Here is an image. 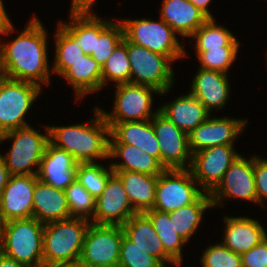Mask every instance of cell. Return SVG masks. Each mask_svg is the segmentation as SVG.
Listing matches in <instances>:
<instances>
[{
	"label": "cell",
	"mask_w": 267,
	"mask_h": 267,
	"mask_svg": "<svg viewBox=\"0 0 267 267\" xmlns=\"http://www.w3.org/2000/svg\"><path fill=\"white\" fill-rule=\"evenodd\" d=\"M10 176L9 170L5 165L4 157L0 154V194L8 183Z\"/></svg>",
	"instance_id": "obj_45"
},
{
	"label": "cell",
	"mask_w": 267,
	"mask_h": 267,
	"mask_svg": "<svg viewBox=\"0 0 267 267\" xmlns=\"http://www.w3.org/2000/svg\"><path fill=\"white\" fill-rule=\"evenodd\" d=\"M71 84L78 97L102 89V65L90 55L71 63V67L62 75Z\"/></svg>",
	"instance_id": "obj_28"
},
{
	"label": "cell",
	"mask_w": 267,
	"mask_h": 267,
	"mask_svg": "<svg viewBox=\"0 0 267 267\" xmlns=\"http://www.w3.org/2000/svg\"><path fill=\"white\" fill-rule=\"evenodd\" d=\"M107 80L115 81L116 85L130 83V62L125 37L102 66V87L107 84Z\"/></svg>",
	"instance_id": "obj_34"
},
{
	"label": "cell",
	"mask_w": 267,
	"mask_h": 267,
	"mask_svg": "<svg viewBox=\"0 0 267 267\" xmlns=\"http://www.w3.org/2000/svg\"><path fill=\"white\" fill-rule=\"evenodd\" d=\"M114 173L95 162L78 163L76 180L95 198L102 194L109 177Z\"/></svg>",
	"instance_id": "obj_35"
},
{
	"label": "cell",
	"mask_w": 267,
	"mask_h": 267,
	"mask_svg": "<svg viewBox=\"0 0 267 267\" xmlns=\"http://www.w3.org/2000/svg\"><path fill=\"white\" fill-rule=\"evenodd\" d=\"M158 110L186 134L210 117V112L190 92L186 96L175 99L172 103L163 105Z\"/></svg>",
	"instance_id": "obj_25"
},
{
	"label": "cell",
	"mask_w": 267,
	"mask_h": 267,
	"mask_svg": "<svg viewBox=\"0 0 267 267\" xmlns=\"http://www.w3.org/2000/svg\"><path fill=\"white\" fill-rule=\"evenodd\" d=\"M124 235L150 255L156 257L164 266L165 263H176L165 251L153 223L145 213H136L122 225ZM167 261V262H166Z\"/></svg>",
	"instance_id": "obj_22"
},
{
	"label": "cell",
	"mask_w": 267,
	"mask_h": 267,
	"mask_svg": "<svg viewBox=\"0 0 267 267\" xmlns=\"http://www.w3.org/2000/svg\"><path fill=\"white\" fill-rule=\"evenodd\" d=\"M122 157L123 162L113 163V171H132L147 175L158 176L165 168L153 156L137 146L124 143H109V158Z\"/></svg>",
	"instance_id": "obj_27"
},
{
	"label": "cell",
	"mask_w": 267,
	"mask_h": 267,
	"mask_svg": "<svg viewBox=\"0 0 267 267\" xmlns=\"http://www.w3.org/2000/svg\"><path fill=\"white\" fill-rule=\"evenodd\" d=\"M242 267H267V237L241 255Z\"/></svg>",
	"instance_id": "obj_41"
},
{
	"label": "cell",
	"mask_w": 267,
	"mask_h": 267,
	"mask_svg": "<svg viewBox=\"0 0 267 267\" xmlns=\"http://www.w3.org/2000/svg\"><path fill=\"white\" fill-rule=\"evenodd\" d=\"M229 82L226 73L200 68L192 81L191 94L210 112L222 108L229 98Z\"/></svg>",
	"instance_id": "obj_21"
},
{
	"label": "cell",
	"mask_w": 267,
	"mask_h": 267,
	"mask_svg": "<svg viewBox=\"0 0 267 267\" xmlns=\"http://www.w3.org/2000/svg\"><path fill=\"white\" fill-rule=\"evenodd\" d=\"M225 238L222 242L235 253L248 252L267 237L259 221L246 217H226Z\"/></svg>",
	"instance_id": "obj_24"
},
{
	"label": "cell",
	"mask_w": 267,
	"mask_h": 267,
	"mask_svg": "<svg viewBox=\"0 0 267 267\" xmlns=\"http://www.w3.org/2000/svg\"><path fill=\"white\" fill-rule=\"evenodd\" d=\"M0 267H31L0 253Z\"/></svg>",
	"instance_id": "obj_46"
},
{
	"label": "cell",
	"mask_w": 267,
	"mask_h": 267,
	"mask_svg": "<svg viewBox=\"0 0 267 267\" xmlns=\"http://www.w3.org/2000/svg\"><path fill=\"white\" fill-rule=\"evenodd\" d=\"M56 56L53 72L62 76L70 67L85 55L78 44V39L60 22L56 33Z\"/></svg>",
	"instance_id": "obj_32"
},
{
	"label": "cell",
	"mask_w": 267,
	"mask_h": 267,
	"mask_svg": "<svg viewBox=\"0 0 267 267\" xmlns=\"http://www.w3.org/2000/svg\"><path fill=\"white\" fill-rule=\"evenodd\" d=\"M77 166L78 162L70 153L49 142L41 159L37 176L45 184L65 190L76 180Z\"/></svg>",
	"instance_id": "obj_18"
},
{
	"label": "cell",
	"mask_w": 267,
	"mask_h": 267,
	"mask_svg": "<svg viewBox=\"0 0 267 267\" xmlns=\"http://www.w3.org/2000/svg\"><path fill=\"white\" fill-rule=\"evenodd\" d=\"M201 262L203 267H242L241 254L233 252L222 242L209 246Z\"/></svg>",
	"instance_id": "obj_40"
},
{
	"label": "cell",
	"mask_w": 267,
	"mask_h": 267,
	"mask_svg": "<svg viewBox=\"0 0 267 267\" xmlns=\"http://www.w3.org/2000/svg\"><path fill=\"white\" fill-rule=\"evenodd\" d=\"M151 122L158 140L162 166L165 169H189L192 153L189 148L188 134L179 129L159 111L151 119ZM186 161L189 163L188 167Z\"/></svg>",
	"instance_id": "obj_12"
},
{
	"label": "cell",
	"mask_w": 267,
	"mask_h": 267,
	"mask_svg": "<svg viewBox=\"0 0 267 267\" xmlns=\"http://www.w3.org/2000/svg\"><path fill=\"white\" fill-rule=\"evenodd\" d=\"M254 177L257 202L262 204L263 199H267V159L254 156Z\"/></svg>",
	"instance_id": "obj_42"
},
{
	"label": "cell",
	"mask_w": 267,
	"mask_h": 267,
	"mask_svg": "<svg viewBox=\"0 0 267 267\" xmlns=\"http://www.w3.org/2000/svg\"><path fill=\"white\" fill-rule=\"evenodd\" d=\"M89 220L69 218L45 224L43 265L54 267L80 258Z\"/></svg>",
	"instance_id": "obj_4"
},
{
	"label": "cell",
	"mask_w": 267,
	"mask_h": 267,
	"mask_svg": "<svg viewBox=\"0 0 267 267\" xmlns=\"http://www.w3.org/2000/svg\"><path fill=\"white\" fill-rule=\"evenodd\" d=\"M118 267H164V265L124 235Z\"/></svg>",
	"instance_id": "obj_38"
},
{
	"label": "cell",
	"mask_w": 267,
	"mask_h": 267,
	"mask_svg": "<svg viewBox=\"0 0 267 267\" xmlns=\"http://www.w3.org/2000/svg\"><path fill=\"white\" fill-rule=\"evenodd\" d=\"M161 19L175 32L191 37L209 18L188 0H164Z\"/></svg>",
	"instance_id": "obj_23"
},
{
	"label": "cell",
	"mask_w": 267,
	"mask_h": 267,
	"mask_svg": "<svg viewBox=\"0 0 267 267\" xmlns=\"http://www.w3.org/2000/svg\"><path fill=\"white\" fill-rule=\"evenodd\" d=\"M123 236L121 225L90 222L80 259L94 267H118Z\"/></svg>",
	"instance_id": "obj_9"
},
{
	"label": "cell",
	"mask_w": 267,
	"mask_h": 267,
	"mask_svg": "<svg viewBox=\"0 0 267 267\" xmlns=\"http://www.w3.org/2000/svg\"><path fill=\"white\" fill-rule=\"evenodd\" d=\"M195 7H197L203 14H205L208 18H213L212 14L208 10V5L211 0H188Z\"/></svg>",
	"instance_id": "obj_47"
},
{
	"label": "cell",
	"mask_w": 267,
	"mask_h": 267,
	"mask_svg": "<svg viewBox=\"0 0 267 267\" xmlns=\"http://www.w3.org/2000/svg\"><path fill=\"white\" fill-rule=\"evenodd\" d=\"M124 30L120 23H111L96 38L95 51L91 53V57L103 66L106 60L111 56L115 47L123 40Z\"/></svg>",
	"instance_id": "obj_39"
},
{
	"label": "cell",
	"mask_w": 267,
	"mask_h": 267,
	"mask_svg": "<svg viewBox=\"0 0 267 267\" xmlns=\"http://www.w3.org/2000/svg\"><path fill=\"white\" fill-rule=\"evenodd\" d=\"M95 0H72L71 13H87L90 14V7Z\"/></svg>",
	"instance_id": "obj_44"
},
{
	"label": "cell",
	"mask_w": 267,
	"mask_h": 267,
	"mask_svg": "<svg viewBox=\"0 0 267 267\" xmlns=\"http://www.w3.org/2000/svg\"><path fill=\"white\" fill-rule=\"evenodd\" d=\"M233 145H219L192 154L190 171L205 193H211L240 154Z\"/></svg>",
	"instance_id": "obj_13"
},
{
	"label": "cell",
	"mask_w": 267,
	"mask_h": 267,
	"mask_svg": "<svg viewBox=\"0 0 267 267\" xmlns=\"http://www.w3.org/2000/svg\"><path fill=\"white\" fill-rule=\"evenodd\" d=\"M33 217L44 225L72 218L65 190L38 179L33 195Z\"/></svg>",
	"instance_id": "obj_19"
},
{
	"label": "cell",
	"mask_w": 267,
	"mask_h": 267,
	"mask_svg": "<svg viewBox=\"0 0 267 267\" xmlns=\"http://www.w3.org/2000/svg\"><path fill=\"white\" fill-rule=\"evenodd\" d=\"M94 111L96 119L91 120L92 124L48 126L50 143L70 153L78 163L94 162L96 158H109V138L106 136L110 135V127L106 123L102 109L95 108Z\"/></svg>",
	"instance_id": "obj_2"
},
{
	"label": "cell",
	"mask_w": 267,
	"mask_h": 267,
	"mask_svg": "<svg viewBox=\"0 0 267 267\" xmlns=\"http://www.w3.org/2000/svg\"><path fill=\"white\" fill-rule=\"evenodd\" d=\"M2 228H3V221H2V219L0 217V235H1V232H2Z\"/></svg>",
	"instance_id": "obj_49"
},
{
	"label": "cell",
	"mask_w": 267,
	"mask_h": 267,
	"mask_svg": "<svg viewBox=\"0 0 267 267\" xmlns=\"http://www.w3.org/2000/svg\"><path fill=\"white\" fill-rule=\"evenodd\" d=\"M3 136H4V133H3L2 130L0 129V143H1V141L3 140Z\"/></svg>",
	"instance_id": "obj_50"
},
{
	"label": "cell",
	"mask_w": 267,
	"mask_h": 267,
	"mask_svg": "<svg viewBox=\"0 0 267 267\" xmlns=\"http://www.w3.org/2000/svg\"><path fill=\"white\" fill-rule=\"evenodd\" d=\"M93 13H71L72 24L63 25L78 39L85 55L95 51L96 38L112 23L95 17Z\"/></svg>",
	"instance_id": "obj_29"
},
{
	"label": "cell",
	"mask_w": 267,
	"mask_h": 267,
	"mask_svg": "<svg viewBox=\"0 0 267 267\" xmlns=\"http://www.w3.org/2000/svg\"><path fill=\"white\" fill-rule=\"evenodd\" d=\"M195 183L189 169H165L158 175L153 209L168 213L193 204L203 194Z\"/></svg>",
	"instance_id": "obj_10"
},
{
	"label": "cell",
	"mask_w": 267,
	"mask_h": 267,
	"mask_svg": "<svg viewBox=\"0 0 267 267\" xmlns=\"http://www.w3.org/2000/svg\"><path fill=\"white\" fill-rule=\"evenodd\" d=\"M127 53L130 62V83L152 87L162 95L170 90L174 82V72L168 65L172 61L170 58L128 40Z\"/></svg>",
	"instance_id": "obj_6"
},
{
	"label": "cell",
	"mask_w": 267,
	"mask_h": 267,
	"mask_svg": "<svg viewBox=\"0 0 267 267\" xmlns=\"http://www.w3.org/2000/svg\"><path fill=\"white\" fill-rule=\"evenodd\" d=\"M65 193L71 217L93 218L96 200L77 180L65 189Z\"/></svg>",
	"instance_id": "obj_36"
},
{
	"label": "cell",
	"mask_w": 267,
	"mask_h": 267,
	"mask_svg": "<svg viewBox=\"0 0 267 267\" xmlns=\"http://www.w3.org/2000/svg\"><path fill=\"white\" fill-rule=\"evenodd\" d=\"M44 227L34 217L3 222L0 235L1 253L31 267H44Z\"/></svg>",
	"instance_id": "obj_3"
},
{
	"label": "cell",
	"mask_w": 267,
	"mask_h": 267,
	"mask_svg": "<svg viewBox=\"0 0 267 267\" xmlns=\"http://www.w3.org/2000/svg\"><path fill=\"white\" fill-rule=\"evenodd\" d=\"M136 213L120 177L113 173L109 177L104 191L96 199L95 212L90 222L122 226Z\"/></svg>",
	"instance_id": "obj_15"
},
{
	"label": "cell",
	"mask_w": 267,
	"mask_h": 267,
	"mask_svg": "<svg viewBox=\"0 0 267 267\" xmlns=\"http://www.w3.org/2000/svg\"><path fill=\"white\" fill-rule=\"evenodd\" d=\"M248 120L228 118H208L188 134L189 148L192 154L203 149L219 146L233 145Z\"/></svg>",
	"instance_id": "obj_17"
},
{
	"label": "cell",
	"mask_w": 267,
	"mask_h": 267,
	"mask_svg": "<svg viewBox=\"0 0 267 267\" xmlns=\"http://www.w3.org/2000/svg\"><path fill=\"white\" fill-rule=\"evenodd\" d=\"M110 127L109 143L137 146L160 162V148L150 120L107 123Z\"/></svg>",
	"instance_id": "obj_20"
},
{
	"label": "cell",
	"mask_w": 267,
	"mask_h": 267,
	"mask_svg": "<svg viewBox=\"0 0 267 267\" xmlns=\"http://www.w3.org/2000/svg\"><path fill=\"white\" fill-rule=\"evenodd\" d=\"M114 173L120 177L128 199L137 213L153 209L158 176L132 171H114Z\"/></svg>",
	"instance_id": "obj_26"
},
{
	"label": "cell",
	"mask_w": 267,
	"mask_h": 267,
	"mask_svg": "<svg viewBox=\"0 0 267 267\" xmlns=\"http://www.w3.org/2000/svg\"><path fill=\"white\" fill-rule=\"evenodd\" d=\"M153 223L154 229L162 242L164 251L176 262L182 263L181 250L185 243L175 231L173 218H169V213L151 209L145 212Z\"/></svg>",
	"instance_id": "obj_31"
},
{
	"label": "cell",
	"mask_w": 267,
	"mask_h": 267,
	"mask_svg": "<svg viewBox=\"0 0 267 267\" xmlns=\"http://www.w3.org/2000/svg\"><path fill=\"white\" fill-rule=\"evenodd\" d=\"M54 267H94L82 261L80 258L76 260L69 261L67 263L58 264Z\"/></svg>",
	"instance_id": "obj_48"
},
{
	"label": "cell",
	"mask_w": 267,
	"mask_h": 267,
	"mask_svg": "<svg viewBox=\"0 0 267 267\" xmlns=\"http://www.w3.org/2000/svg\"><path fill=\"white\" fill-rule=\"evenodd\" d=\"M124 37L134 44L165 55L172 61L186 53L176 38L175 31L161 18L159 22L145 19L121 21Z\"/></svg>",
	"instance_id": "obj_7"
},
{
	"label": "cell",
	"mask_w": 267,
	"mask_h": 267,
	"mask_svg": "<svg viewBox=\"0 0 267 267\" xmlns=\"http://www.w3.org/2000/svg\"><path fill=\"white\" fill-rule=\"evenodd\" d=\"M239 47H220L215 49H196L201 67L227 74L235 61Z\"/></svg>",
	"instance_id": "obj_37"
},
{
	"label": "cell",
	"mask_w": 267,
	"mask_h": 267,
	"mask_svg": "<svg viewBox=\"0 0 267 267\" xmlns=\"http://www.w3.org/2000/svg\"><path fill=\"white\" fill-rule=\"evenodd\" d=\"M191 37L196 39V49L239 46L233 34L226 28L216 25L214 18H209Z\"/></svg>",
	"instance_id": "obj_33"
},
{
	"label": "cell",
	"mask_w": 267,
	"mask_h": 267,
	"mask_svg": "<svg viewBox=\"0 0 267 267\" xmlns=\"http://www.w3.org/2000/svg\"><path fill=\"white\" fill-rule=\"evenodd\" d=\"M206 194L204 192L193 204L168 212L176 233L186 242L197 229L204 211L212 207L210 193Z\"/></svg>",
	"instance_id": "obj_30"
},
{
	"label": "cell",
	"mask_w": 267,
	"mask_h": 267,
	"mask_svg": "<svg viewBox=\"0 0 267 267\" xmlns=\"http://www.w3.org/2000/svg\"><path fill=\"white\" fill-rule=\"evenodd\" d=\"M41 86L0 75V129L3 133L29 126L24 121Z\"/></svg>",
	"instance_id": "obj_8"
},
{
	"label": "cell",
	"mask_w": 267,
	"mask_h": 267,
	"mask_svg": "<svg viewBox=\"0 0 267 267\" xmlns=\"http://www.w3.org/2000/svg\"><path fill=\"white\" fill-rule=\"evenodd\" d=\"M37 175H12L0 194L3 222L33 217V195Z\"/></svg>",
	"instance_id": "obj_16"
},
{
	"label": "cell",
	"mask_w": 267,
	"mask_h": 267,
	"mask_svg": "<svg viewBox=\"0 0 267 267\" xmlns=\"http://www.w3.org/2000/svg\"><path fill=\"white\" fill-rule=\"evenodd\" d=\"M46 32L34 17L10 44L0 43V75L40 85L49 84Z\"/></svg>",
	"instance_id": "obj_1"
},
{
	"label": "cell",
	"mask_w": 267,
	"mask_h": 267,
	"mask_svg": "<svg viewBox=\"0 0 267 267\" xmlns=\"http://www.w3.org/2000/svg\"><path fill=\"white\" fill-rule=\"evenodd\" d=\"M113 113L102 110L106 123H122L149 120L159 111L151 112L152 92H160L152 87L133 84H117Z\"/></svg>",
	"instance_id": "obj_11"
},
{
	"label": "cell",
	"mask_w": 267,
	"mask_h": 267,
	"mask_svg": "<svg viewBox=\"0 0 267 267\" xmlns=\"http://www.w3.org/2000/svg\"><path fill=\"white\" fill-rule=\"evenodd\" d=\"M46 135L40 134L32 127L26 126L4 133L3 140L13 139V143L7 155L3 156L5 165L10 175H37L49 141V127ZM38 165L33 172L30 167Z\"/></svg>",
	"instance_id": "obj_5"
},
{
	"label": "cell",
	"mask_w": 267,
	"mask_h": 267,
	"mask_svg": "<svg viewBox=\"0 0 267 267\" xmlns=\"http://www.w3.org/2000/svg\"><path fill=\"white\" fill-rule=\"evenodd\" d=\"M13 29V25L6 14L3 1L0 0V33L8 35Z\"/></svg>",
	"instance_id": "obj_43"
},
{
	"label": "cell",
	"mask_w": 267,
	"mask_h": 267,
	"mask_svg": "<svg viewBox=\"0 0 267 267\" xmlns=\"http://www.w3.org/2000/svg\"><path fill=\"white\" fill-rule=\"evenodd\" d=\"M212 207L217 206L222 197H233L257 202L254 177V156L245 159L241 155L230 165L222 181L210 193Z\"/></svg>",
	"instance_id": "obj_14"
}]
</instances>
